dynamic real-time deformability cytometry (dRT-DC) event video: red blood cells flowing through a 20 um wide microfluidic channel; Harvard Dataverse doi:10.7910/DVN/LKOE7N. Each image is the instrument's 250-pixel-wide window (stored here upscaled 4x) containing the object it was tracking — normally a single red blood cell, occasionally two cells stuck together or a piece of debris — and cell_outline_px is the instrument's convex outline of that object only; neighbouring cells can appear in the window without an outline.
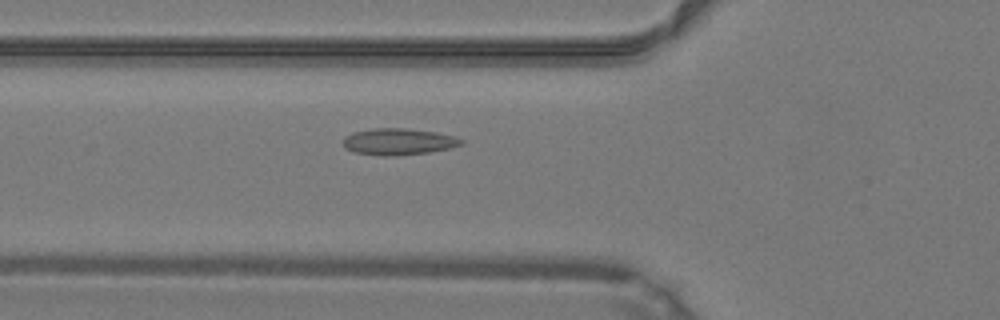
{"species": "common noctule bat (a hibernating species)", "species_latin": "Nyctalus noctula", "temperature_condition": "warm", "stored_images_in_passage": 39, "camera_frame_rate_fps": 3000, "um_per_image_px": 0.085, "animal": {"sex": "male", "body_mass_g": 19.2, "forearm_length_mm": 51.8}, "frame": {"image": 1, "passage_image": 14, "time_ms": 4.333, "image_size_px": [1000, 320], "cell_outline_px": [[464, 144], [448, 148], [428, 152], [396, 156], [384, 156], [356, 152], [344, 148], [344, 136], [352, 132], [372, 128], [404, 128], [436, 132], [452, 136], [464, 140]], "centroid_in_image_um": [33.85, 12.03], "position_along_channel_um": 92.0, "area_um2": 18.21}}
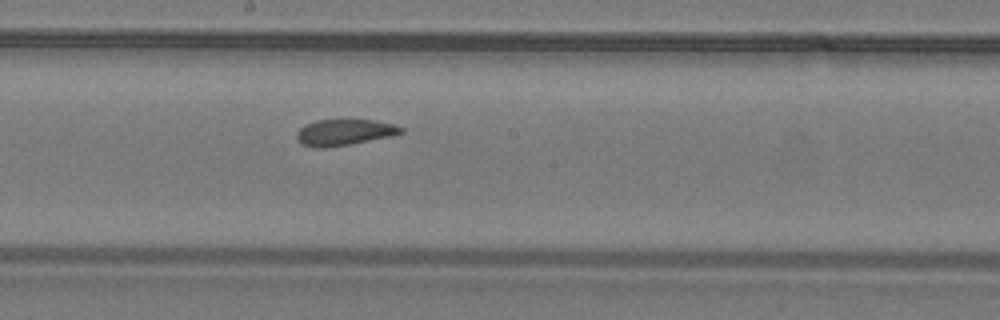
{"frame": {"image": 2, "passage_image": 23, "time_ms": 7.333, "image_size_px": [1000, 320], "cell_outline_px": [[404, 132], [392, 136], [348, 144], [324, 148], [312, 148], [300, 144], [296, 136], [296, 132], [304, 124], [316, 120], [376, 120], [396, 124], [404, 128]], "centroid_in_image_um": [29.26, 11.24], "position_along_channel_um": 218.9, "area_um2": 16.07}}
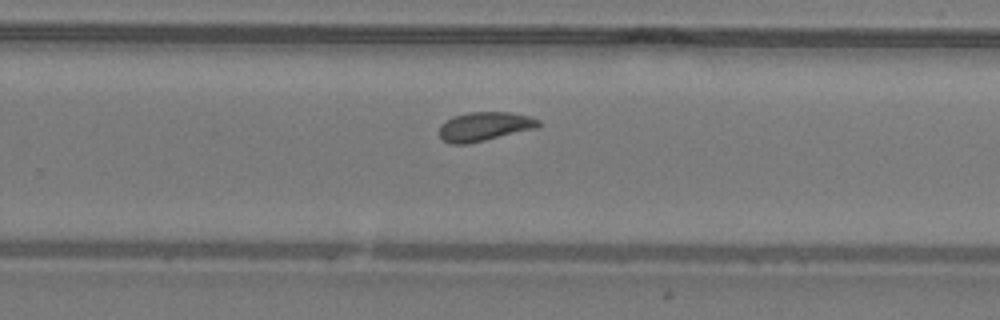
{"frame": {"image": 3, "passage_image": 28, "time_ms": 9.0, "image_size_px": [1000, 320], "cell_outline_px": [[540, 124], [536, 128], [468, 144], [448, 144], [440, 136], [440, 124], [456, 116], [468, 112], [512, 112], [528, 116], [540, 120]], "centroid_in_image_um": [41.18, 10.75], "position_along_channel_um": 288.6, "area_um2": 16.59}, "authors_computed_cell_mechanics": {"area_um2": 16.8776, "velocity_mm_per_s": 4.2118, "shape_relaxation_time_tau1_ms": null, "shape_relaxation_time_tau2_ms": 1.5991, "deformation_change_tau1": null, "deformation_change_tau2": 0.0693}}